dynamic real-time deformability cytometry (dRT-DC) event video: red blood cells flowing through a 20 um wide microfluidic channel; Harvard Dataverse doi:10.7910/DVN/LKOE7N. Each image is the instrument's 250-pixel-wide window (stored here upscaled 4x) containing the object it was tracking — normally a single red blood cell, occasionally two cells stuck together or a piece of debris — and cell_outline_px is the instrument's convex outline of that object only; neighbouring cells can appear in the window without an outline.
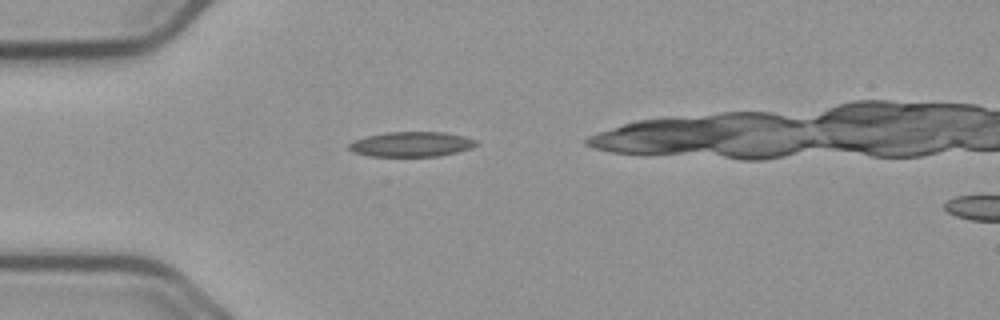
{"species": "common noctule bat (a hibernating species)", "species_latin": "Nyctalus noctula", "temperature_condition": "cold", "stored_images_in_passage": 31, "camera_frame_rate_fps": 3000, "um_per_image_px": 0.085, "animal": {"sex": "male", "body_mass_g": 23.1, "forearm_length_mm": 52.7}, "frame": {"image": 1, "passage_image": 1, "time_ms": 0.0, "image_size_px": [1000, 320], "cell_outline_px": [[480, 144], [472, 148], [440, 156], [368, 156], [352, 152], [348, 148], [348, 144], [356, 140], [368, 136], [388, 132], [444, 132], [464, 136], [476, 140]], "centroid_in_image_um": [35.0, 12.26], "position_along_channel_um": 50.0, "area_um2": 18.5}}
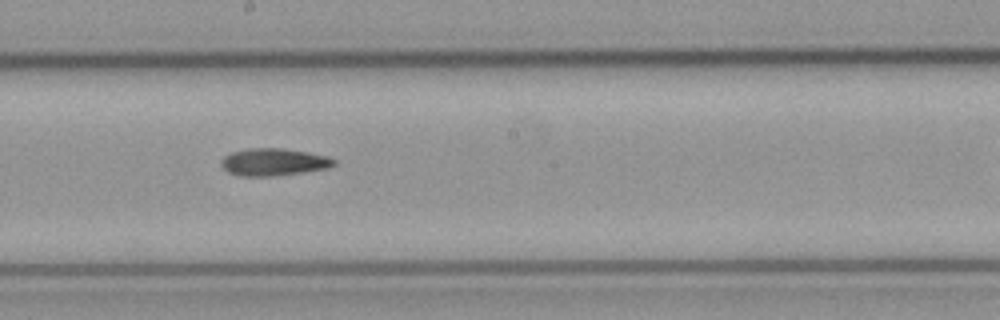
{"frame": {"image": 2, "passage_image": 16, "time_ms": 5.0, "image_size_px": [1000, 320], "cell_outline_px": [[336, 164], [328, 168], [272, 176], [240, 176], [228, 172], [220, 164], [220, 160], [224, 156], [232, 152], [248, 148], [280, 148], [308, 152], [328, 156], [336, 160]], "centroid_in_image_um": [23.25, 13.76], "position_along_channel_um": 225.0, "area_um2": 17.92}}
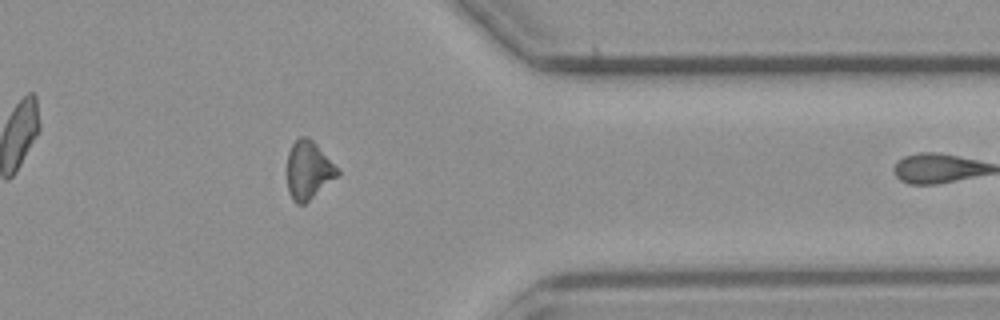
{"frame": {"image": 3, "passage_image": 30, "time_ms": 9.667, "image_size_px": [1000, 320], "cell_outline_px": [[340, 172], [336, 176], [304, 204], [296, 204], [292, 200], [288, 192], [288, 152], [292, 144], [300, 136], [308, 136], [340, 168]], "centroid_in_image_um": [26.21, 14.44], "position_along_channel_um": 385.2, "area_um2": 16.88}}